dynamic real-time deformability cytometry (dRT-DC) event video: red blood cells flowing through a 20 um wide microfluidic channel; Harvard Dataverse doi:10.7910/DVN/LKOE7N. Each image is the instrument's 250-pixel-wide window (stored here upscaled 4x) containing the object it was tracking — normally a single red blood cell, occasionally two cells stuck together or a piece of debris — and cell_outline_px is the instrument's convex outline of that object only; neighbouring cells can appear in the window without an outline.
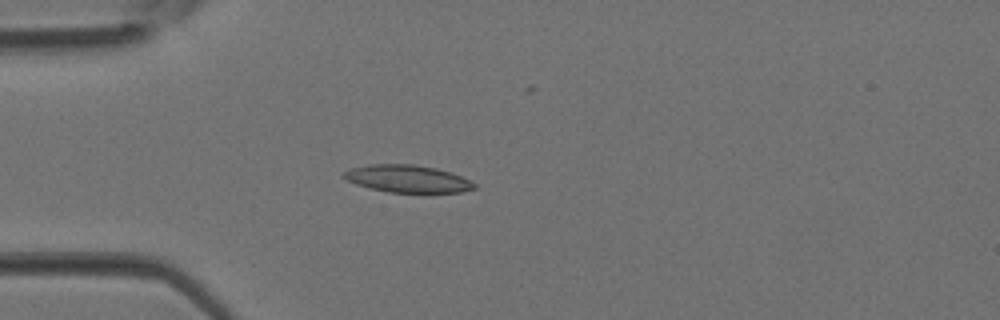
{"species": "Egyptian fruit bat (a non-hibernating species)", "species_latin": "Rousettus aegyptiacus", "temperature_condition": "room temperature", "stored_images_in_passage": 3, "camera_frame_rate_fps": 3000, "um_per_image_px": 0.085, "animal": {"sex": "female"}, "frame": {"image": 1, "passage_image": 3, "time_ms": 0.667, "image_size_px": [1000, 320], "cell_outline_px": [[476, 188], [460, 192], [388, 192], [356, 184], [340, 176], [348, 168], [368, 164], [412, 164], [436, 168], [460, 176], [476, 184]], "centroid_in_image_um": [34.58, 15.18], "position_along_channel_um": 50.4, "area_um2": 20.63}}